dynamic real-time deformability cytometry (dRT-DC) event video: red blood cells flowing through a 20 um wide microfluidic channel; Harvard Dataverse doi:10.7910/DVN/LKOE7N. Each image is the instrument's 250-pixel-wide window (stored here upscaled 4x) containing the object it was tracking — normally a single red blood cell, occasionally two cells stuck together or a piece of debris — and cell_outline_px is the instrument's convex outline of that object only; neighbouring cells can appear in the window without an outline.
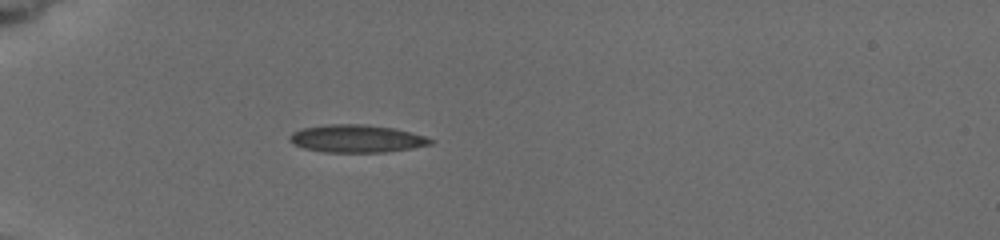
{"species": "common noctule bat (a hibernating species)", "species_latin": "Nyctalus noctula", "temperature_condition": "cold", "stored_images_in_passage": 7, "camera_frame_rate_fps": 3000, "um_per_image_px": 0.085, "animal": {"sex": "female", "body_mass_g": 19.5, "forearm_length_mm": 54.1}, "frame": {"image": 1, "passage_image": 5, "time_ms": 3.667, "image_size_px": [1000, 240], "cell_outline_px": [[436, 140], [432, 144], [412, 148], [384, 152], [324, 152], [304, 148], [288, 140], [288, 136], [292, 132], [304, 128], [328, 124], [360, 124], [392, 128], [412, 132]], "centroid_in_image_um": [30.33, 11.78], "position_along_channel_um": 54.7, "area_um2": 22.6}}
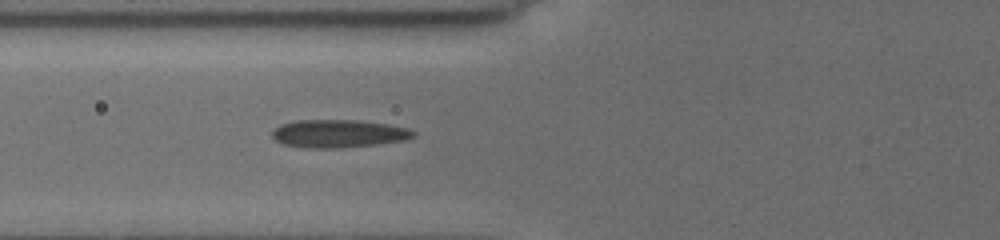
{"frame": {"image": 2, "passage_image": 7, "time_ms": 5.333, "image_size_px": [1000, 240], "cell_outline_px": [[416, 136], [404, 140], [376, 144], [344, 148], [304, 148], [284, 144], [276, 140], [272, 136], [272, 132], [280, 124], [296, 120], [356, 120], [388, 124], [408, 128], [416, 132]], "centroid_in_image_um": [28.78, 11.36], "position_along_channel_um": 97.0, "area_um2": 23.06}}